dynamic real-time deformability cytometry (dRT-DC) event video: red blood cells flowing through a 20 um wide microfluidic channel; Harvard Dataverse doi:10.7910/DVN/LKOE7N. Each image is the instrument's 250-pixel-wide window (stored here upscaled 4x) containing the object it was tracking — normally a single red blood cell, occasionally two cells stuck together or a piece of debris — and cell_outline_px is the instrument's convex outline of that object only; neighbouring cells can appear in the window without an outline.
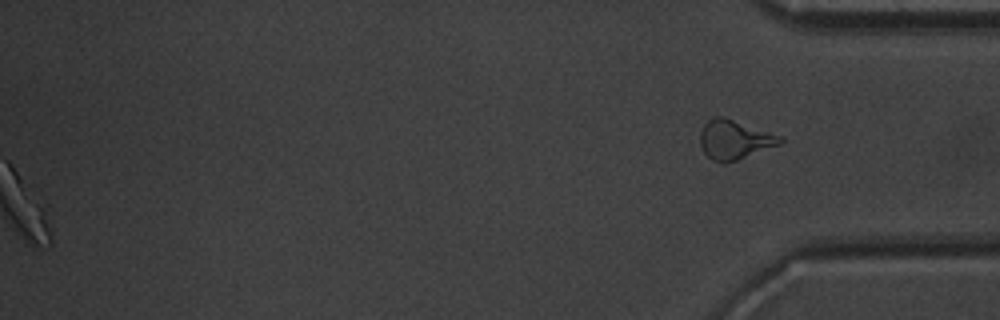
{"species": "common noctule bat (a hibernating species)", "species_latin": "Nyctalus noctula", "temperature_condition": "warm", "stored_images_in_passage": 41, "segment_of_instrument_passage": [2, 2], "camera_frame_rate_fps": 3000, "um_per_image_px": 0.085, "animal": {"sex": "male", "body_mass_g": 20.1, "forearm_length_mm": 53.5}, "frame": {"image": 1, "passage_image": 41, "time_ms": 13.333, "image_size_px": [1000, 320], "cell_outline_px": [[784, 140], [780, 144], [736, 160], [724, 164], [712, 160], [704, 152], [700, 144], [700, 132], [704, 124], [712, 116], [724, 116], [780, 136]], "centroid_in_image_um": [62.39, 11.86], "position_along_channel_um": 372.8, "area_um2": 18.15}}